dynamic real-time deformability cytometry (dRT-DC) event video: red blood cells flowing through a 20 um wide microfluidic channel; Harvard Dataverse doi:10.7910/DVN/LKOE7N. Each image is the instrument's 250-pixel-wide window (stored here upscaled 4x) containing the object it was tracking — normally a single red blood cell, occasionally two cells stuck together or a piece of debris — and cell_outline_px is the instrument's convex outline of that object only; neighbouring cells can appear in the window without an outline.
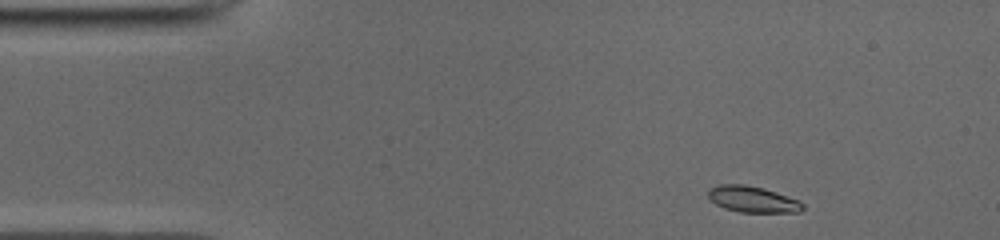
{"species": "common noctule bat (a hibernating species)", "species_latin": "Nyctalus noctula", "temperature_condition": "cold", "stored_images_in_passage": 45, "camera_frame_rate_fps": 3000, "um_per_image_px": 0.085, "animal": {"sex": "male", "body_mass_g": 19.0, "forearm_length_mm": 50.8}, "frame": {"image": 1, "passage_image": 1, "time_ms": 0.0, "image_size_px": [1000, 240], "cell_outline_px": [[804, 208], [800, 212], [740, 212], [724, 208], [716, 204], [708, 196], [708, 188], [720, 184], [744, 184], [764, 188], [800, 200], [804, 204]], "centroid_in_image_um": [63.99, 16.93], "position_along_channel_um": 21.0, "area_um2": 14.51}}
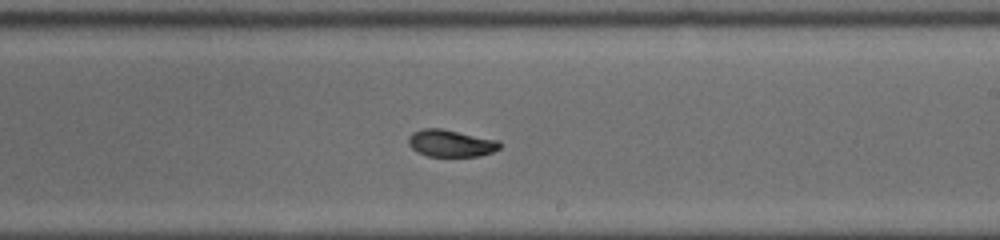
{"frame": {"image": 2, "passage_image": 24, "time_ms": 7.667, "image_size_px": [1000, 240], "cell_outline_px": [[500, 148], [492, 152], [480, 156], [428, 156], [416, 152], [408, 144], [408, 136], [412, 132], [424, 128], [440, 128], [500, 140]], "centroid_in_image_um": [38.31, 12.17], "position_along_channel_um": 250.7, "area_um2": 14.51}}
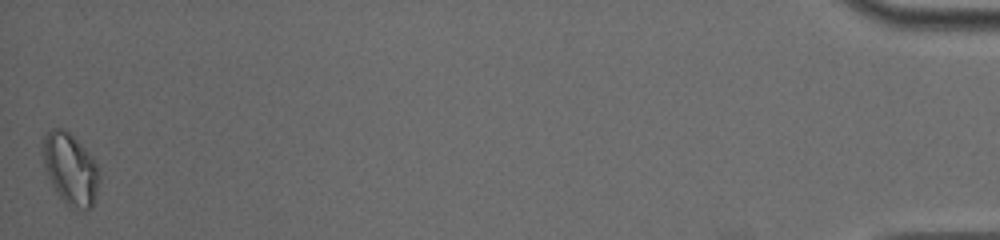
{"frame": {"image": 3, "passage_image": 45, "time_ms": 14.667, "image_size_px": [1000, 240], "cell_outline_px": [[100, 180], [96, 196], [92, 208], [84, 212], [68, 208], [56, 192], [44, 168], [40, 152], [44, 136], [52, 128], [60, 128], [68, 132], [96, 160], [100, 172]], "centroid_in_image_um": [5.99, 14.42], "position_along_channel_um": 429.2, "area_um2": 24.22}, "authors_computed_cell_mechanics": {"area_um2": 14.9124, "velocity_mm_per_s": 3.9374, "shape_relaxation_time_tau1_ms": null, "shape_relaxation_time_tau2_ms": 1.8334, "deformation_change_tau1": null, "deformation_change_tau2": 0.045}}